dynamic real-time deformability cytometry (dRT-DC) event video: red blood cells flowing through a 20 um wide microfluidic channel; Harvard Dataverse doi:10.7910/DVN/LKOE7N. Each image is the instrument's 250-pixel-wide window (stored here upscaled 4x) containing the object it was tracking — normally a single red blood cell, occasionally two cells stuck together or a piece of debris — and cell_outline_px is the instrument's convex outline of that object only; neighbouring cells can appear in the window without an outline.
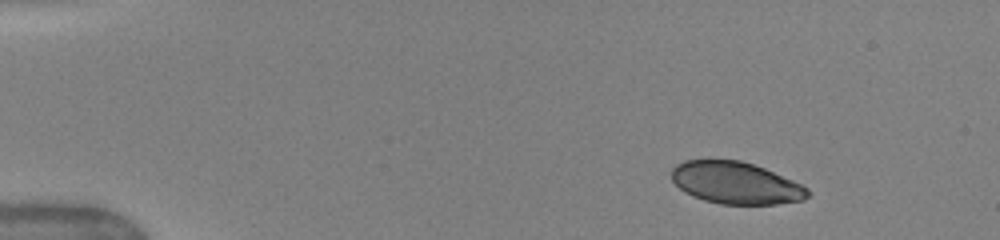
{"species": "human", "species_latin": "Homo sapiens", "temperature_condition": "warm", "stored_images_in_passage": 7, "segment_of_instrument_passage": [1, 2], "camera_frame_rate_fps": 3000, "um_per_image_px": 0.085, "donor": {"sex": "female"}, "frame": {"image": 1, "passage_image": 1, "time_ms": 0.0, "image_size_px": [1000, 240], "cell_outline_px": [[808, 196], [804, 200], [776, 204], [720, 204], [704, 200], [692, 196], [684, 192], [672, 180], [672, 168], [676, 164], [684, 160], [740, 160], [764, 168], [792, 180], [808, 188]], "centroid_in_image_um": [62.52, 15.55], "position_along_channel_um": 22.5, "area_um2": 33.18}}
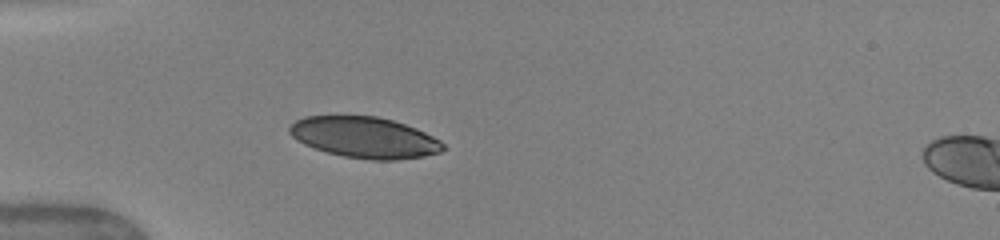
{"frame": {"image": 2, "passage_image": 6, "time_ms": 3.0, "image_size_px": [1000, 240], "cell_outline_px": [[444, 148], [440, 152], [424, 156], [396, 160], [372, 160], [344, 156], [328, 152], [304, 144], [296, 140], [288, 132], [288, 128], [296, 120], [304, 116], [376, 116], [392, 120], [416, 128], [440, 140], [444, 144]], "centroid_in_image_um": [30.98, 11.68], "position_along_channel_um": 54.0, "area_um2": 36.53}}